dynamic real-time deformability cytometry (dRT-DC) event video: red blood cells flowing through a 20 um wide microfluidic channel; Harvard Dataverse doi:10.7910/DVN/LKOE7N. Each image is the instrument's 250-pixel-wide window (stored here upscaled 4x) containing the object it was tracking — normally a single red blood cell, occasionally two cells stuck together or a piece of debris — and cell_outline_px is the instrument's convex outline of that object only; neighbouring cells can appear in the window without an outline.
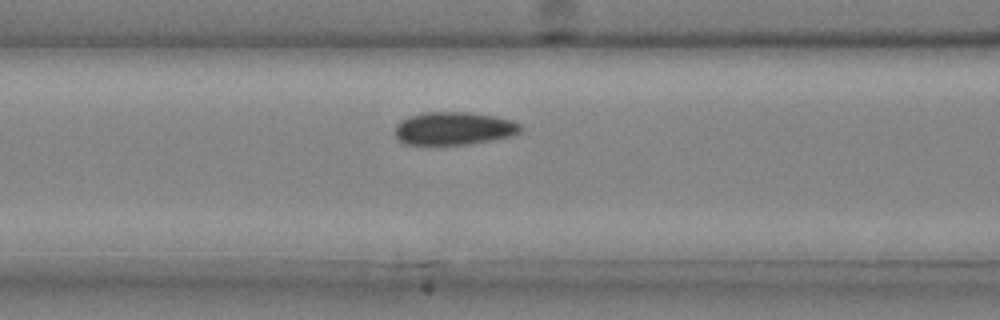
{"species": "common noctule bat (a hibernating species)", "species_latin": "Nyctalus noctula", "temperature_condition": "cold", "stored_images_in_passage": 32, "camera_frame_rate_fps": 3000, "um_per_image_px": 0.085, "animal": {"sex": "male", "body_mass_g": 20.4}, "frame": {"image": 1, "passage_image": 12, "time_ms": 3.667, "image_size_px": [1000, 320], "cell_outline_px": [[524, 128], [520, 132], [512, 136], [492, 140], [468, 144], [424, 148], [404, 144], [396, 136], [396, 124], [400, 120], [408, 116], [424, 112], [472, 112], [496, 116], [512, 120], [520, 124]], "centroid_in_image_um": [38.54, 10.95], "position_along_channel_um": 128.1, "area_um2": 25.2}}
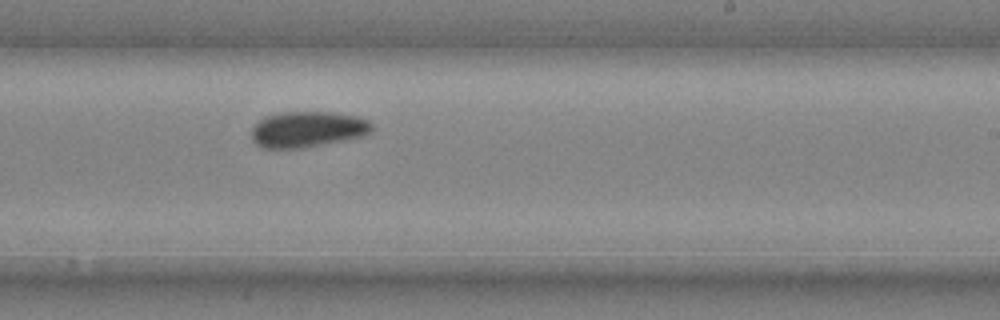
{"frame": {"image": 2, "passage_image": 21, "time_ms": 6.667, "image_size_px": [1000, 320], "cell_outline_px": [[372, 132], [364, 136], [304, 148], [264, 148], [256, 144], [252, 140], [252, 128], [264, 116], [284, 112], [332, 112], [360, 116], [368, 120], [372, 124]], "centroid_in_image_um": [26.17, 10.99], "position_along_channel_um": 262.8, "area_um2": 25.32}}
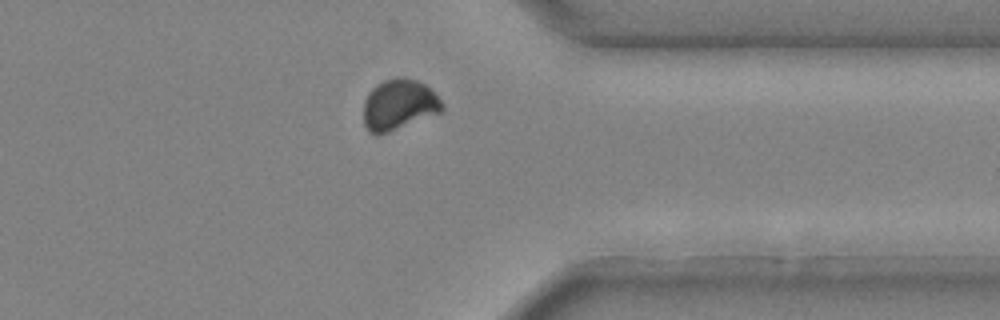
{"frame": {"image": 3, "passage_image": 29, "time_ms": 9.333, "image_size_px": [1000, 320], "cell_outline_px": [[444, 108], [440, 112], [388, 132], [376, 136], [368, 132], [364, 124], [364, 100], [368, 92], [376, 84], [384, 80], [396, 76], [404, 76], [416, 80], [424, 84], [444, 104]], "centroid_in_image_um": [33.86, 8.89], "position_along_channel_um": 377.5, "area_um2": 23.24}}